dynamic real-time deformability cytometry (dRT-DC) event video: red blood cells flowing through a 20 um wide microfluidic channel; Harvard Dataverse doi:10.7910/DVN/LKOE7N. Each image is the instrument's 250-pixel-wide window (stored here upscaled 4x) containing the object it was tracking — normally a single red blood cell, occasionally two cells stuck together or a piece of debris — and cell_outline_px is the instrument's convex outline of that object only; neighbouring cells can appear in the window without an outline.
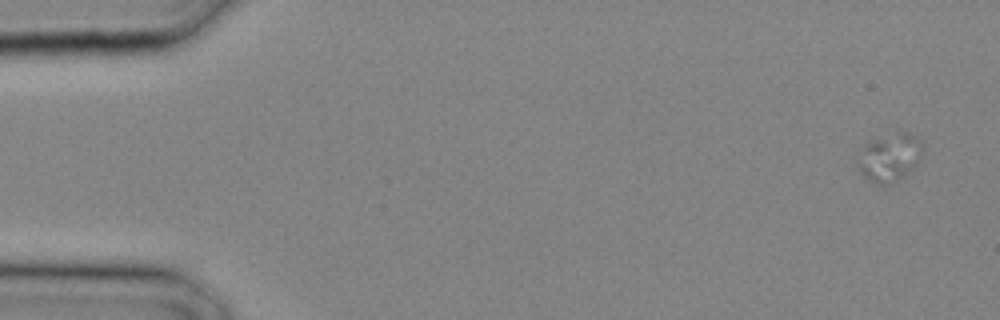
{"species": "common noctule bat (a hibernating species)", "species_latin": "Nyctalus noctula", "temperature_condition": "cold", "stored_images_in_passage": 32, "camera_frame_rate_fps": 3000, "um_per_image_px": 0.085, "animal": {"sex": "male", "body_mass_g": 20.4}, "frame": {"image": 1, "passage_image": 3, "time_ms": 0.667, "image_size_px": [1000, 320], "cell_outline_px": [[916, 164], [908, 172], [884, 188], [876, 184], [864, 176], [860, 172], [856, 164], [864, 144], [868, 140], [880, 140], [916, 160]], "centroid_in_image_um": [75.08, 13.85], "position_along_channel_um": 9.9, "area_um2": 13.01}}
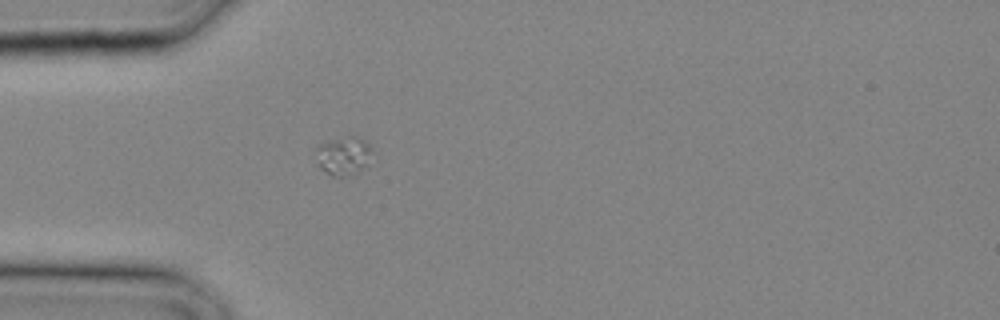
{"frame": {"image": 2, "passage_image": 11, "time_ms": 3.333, "image_size_px": [1000, 320], "cell_outline_px": [[372, 148], [364, 164], [360, 168], [340, 176], [332, 176], [320, 168], [316, 148], [320, 144], [352, 136], [356, 136], [364, 140]], "centroid_in_image_um": [29.15, 13.21], "position_along_channel_um": 55.8, "area_um2": 11.5}}